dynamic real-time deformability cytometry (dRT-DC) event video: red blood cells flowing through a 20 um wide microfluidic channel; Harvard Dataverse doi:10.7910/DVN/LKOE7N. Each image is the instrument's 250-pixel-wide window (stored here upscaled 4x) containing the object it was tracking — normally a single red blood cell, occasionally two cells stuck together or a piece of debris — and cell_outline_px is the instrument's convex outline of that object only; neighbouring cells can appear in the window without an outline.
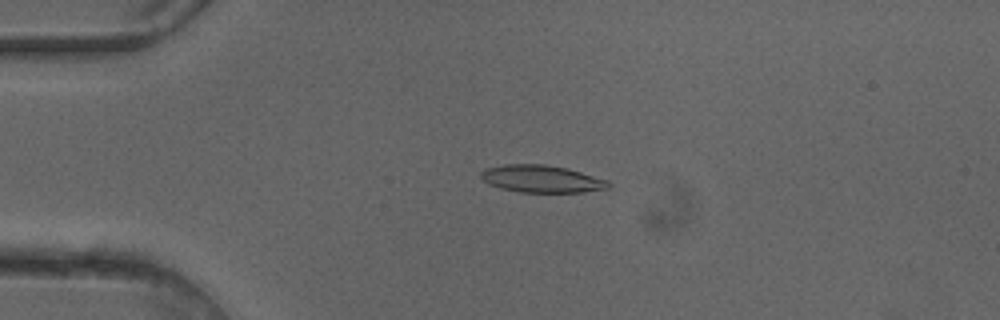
{"species": "common noctule bat (a hibernating species)", "species_latin": "Nyctalus noctula", "temperature_condition": "cold", "stored_images_in_passage": 50, "camera_frame_rate_fps": 3000, "um_per_image_px": 0.085, "animal": {"sex": "female"}, "frame": {"image": 1, "passage_image": 12, "time_ms": 3.667, "image_size_px": [1000, 320], "cell_outline_px": [[612, 188], [584, 192], [520, 192], [500, 188], [488, 184], [480, 176], [480, 172], [484, 168], [504, 164], [544, 164], [568, 168], [608, 180], [612, 184]], "centroid_in_image_um": [46.06, 15.2], "position_along_channel_um": 38.9, "area_um2": 20.58}}
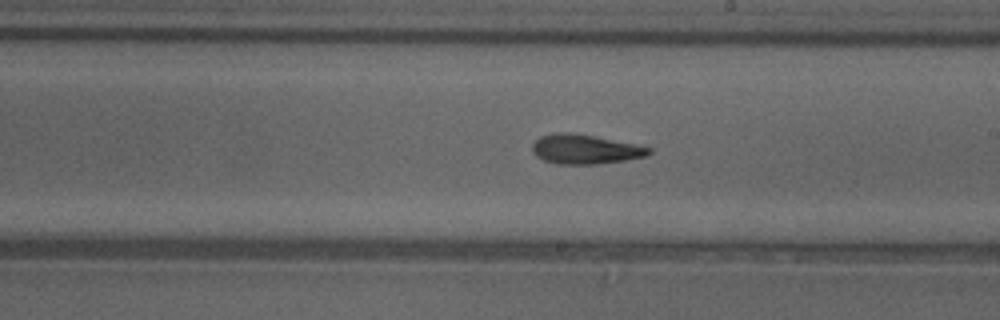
{"frame": {"image": 2, "passage_image": 29, "time_ms": 9.333, "image_size_px": [1000, 320], "cell_outline_px": [[652, 152], [648, 156], [624, 160], [596, 164], [556, 164], [544, 160], [536, 156], [532, 152], [532, 144], [540, 136], [556, 132], [572, 132], [636, 144], [652, 148]], "centroid_in_image_um": [49.72, 12.68], "position_along_channel_um": 239.3, "area_um2": 20.11}}
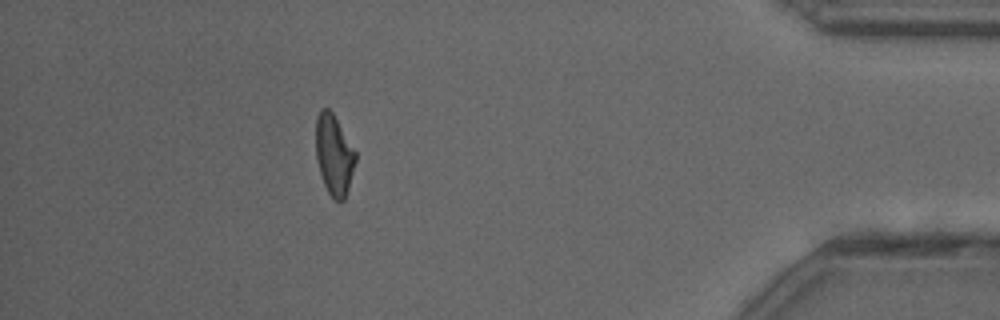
{"frame": {"image": 3, "passage_image": 45, "time_ms": 14.667, "image_size_px": [1000, 320], "cell_outline_px": [[356, 160], [348, 188], [344, 200], [340, 204], [332, 200], [324, 184], [316, 160], [316, 116], [320, 108], [328, 108], [332, 112], [356, 152]], "centroid_in_image_um": [28.38, 13.19], "position_along_channel_um": 406.8, "area_um2": 18.67}, "authors_computed_cell_mechanics": {"area_um2": 19.7965, "velocity_mm_per_s": 4.1042, "shape_relaxation_time_tau1_ms": 8.7164, "shape_relaxation_time_tau2_ms": 4.0675, "deformation_change_tau1": 0.2363, "deformation_change_tau2": 0.1434}}